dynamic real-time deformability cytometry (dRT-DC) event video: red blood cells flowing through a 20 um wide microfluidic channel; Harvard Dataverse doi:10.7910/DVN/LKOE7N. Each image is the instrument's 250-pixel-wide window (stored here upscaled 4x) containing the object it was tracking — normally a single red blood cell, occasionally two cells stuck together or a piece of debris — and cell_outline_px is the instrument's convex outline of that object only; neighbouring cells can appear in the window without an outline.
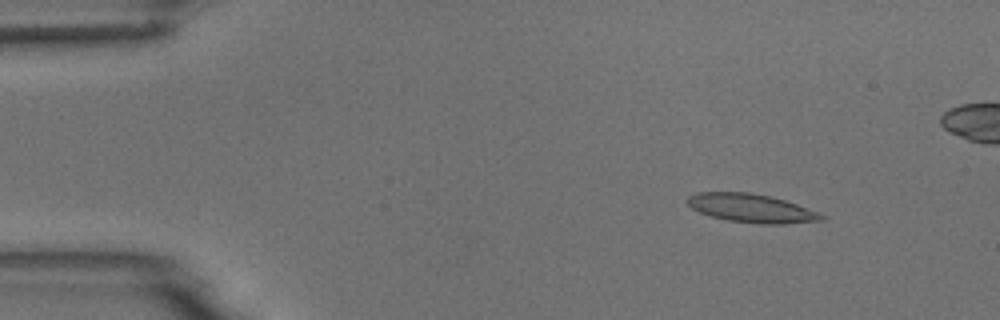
{"species": "common noctule bat (a hibernating species)", "species_latin": "Nyctalus noctula", "temperature_condition": "room temperature", "stored_images_in_passage": 6, "camera_frame_rate_fps": 3000, "um_per_image_px": 0.085, "animal": {"sex": "male", "body_mass_g": 18.8}, "frame": {"image": 1, "passage_image": 2, "time_ms": 1.0, "image_size_px": [1000, 320], "cell_outline_px": [[828, 216], [824, 220], [784, 224], [760, 224], [728, 220], [712, 216], [700, 212], [692, 208], [688, 204], [688, 196], [696, 192], [748, 192], [772, 196], [820, 212]], "centroid_in_image_um": [63.92, 17.7], "position_along_channel_um": 21.1, "area_um2": 22.37}}